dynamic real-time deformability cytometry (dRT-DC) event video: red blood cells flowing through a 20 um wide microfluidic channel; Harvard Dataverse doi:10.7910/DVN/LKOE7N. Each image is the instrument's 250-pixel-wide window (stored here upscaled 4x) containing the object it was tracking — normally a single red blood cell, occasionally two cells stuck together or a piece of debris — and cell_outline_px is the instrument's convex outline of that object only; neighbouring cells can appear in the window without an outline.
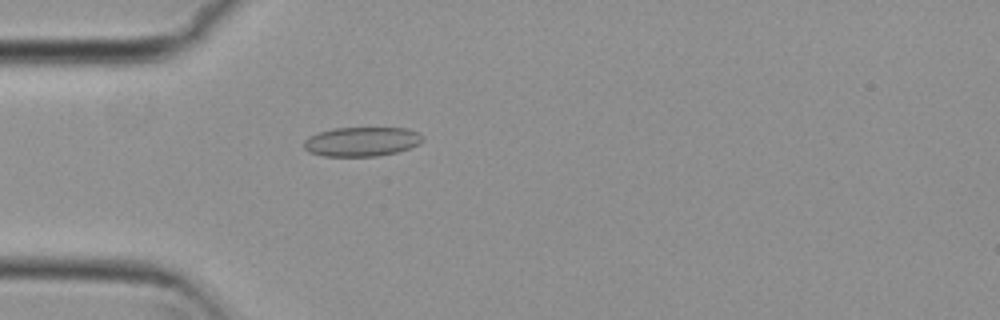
{"species": "common noctule bat (a hibernating species)", "species_latin": "Nyctalus noctula", "temperature_condition": "cold", "stored_images_in_passage": 55, "camera_frame_rate_fps": 3000, "um_per_image_px": 0.085, "animal": {"sex": "female", "body_mass_g": 29.2, "forearm_length_mm": 56.3}, "frame": {"image": 1, "passage_image": 16, "time_ms": 5.0, "image_size_px": [1000, 320], "cell_outline_px": [[424, 140], [408, 148], [396, 152], [376, 156], [324, 156], [308, 152], [304, 148], [304, 140], [308, 136], [332, 128], [408, 128], [424, 136]], "centroid_in_image_um": [30.71, 12.03], "position_along_channel_um": 54.3, "area_um2": 20.23}}
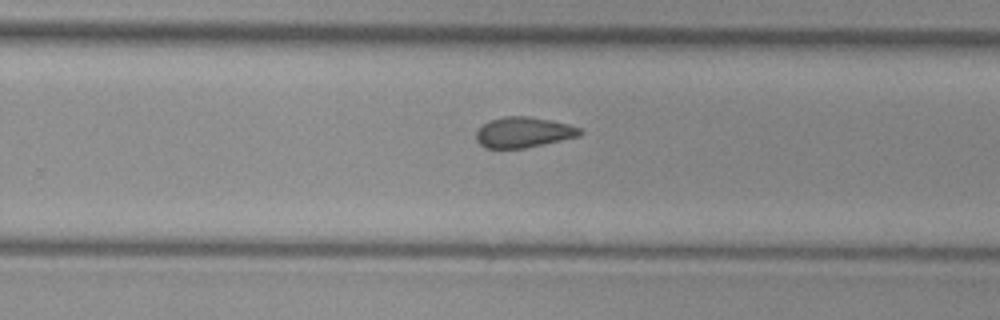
{"frame": {"image": 2, "passage_image": 35, "time_ms": 11.333, "image_size_px": [1000, 320], "cell_outline_px": [[584, 132], [580, 136], [524, 148], [484, 148], [476, 140], [476, 132], [488, 120], [504, 116], [528, 116], [568, 124], [580, 128]], "centroid_in_image_um": [44.48, 11.24], "position_along_channel_um": 285.3, "area_um2": 18.38}}
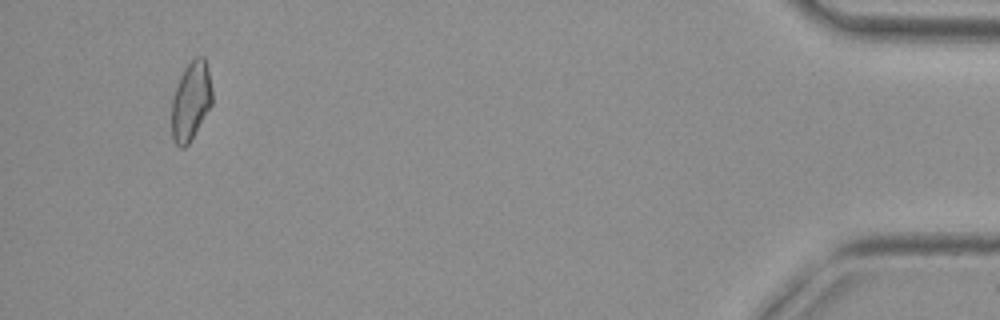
{"frame": {"image": 3, "passage_image": 52, "time_ms": 17.0, "image_size_px": [1000, 320], "cell_outline_px": [[212, 104], [188, 144], [184, 148], [180, 148], [176, 144], [172, 136], [172, 96], [180, 76], [184, 68], [196, 56], [204, 56], [208, 68], [212, 88]], "centroid_in_image_um": [16.23, 8.56], "position_along_channel_um": 419.0, "area_um2": 18.55}, "authors_computed_cell_mechanics": {"area_um2": 19.074, "velocity_mm_per_s": 3.7586, "shape_relaxation_time_tau1_ms": null, "shape_relaxation_time_tau2_ms": 4.7163, "deformation_change_tau1": null, "deformation_change_tau2": 0.1145}}